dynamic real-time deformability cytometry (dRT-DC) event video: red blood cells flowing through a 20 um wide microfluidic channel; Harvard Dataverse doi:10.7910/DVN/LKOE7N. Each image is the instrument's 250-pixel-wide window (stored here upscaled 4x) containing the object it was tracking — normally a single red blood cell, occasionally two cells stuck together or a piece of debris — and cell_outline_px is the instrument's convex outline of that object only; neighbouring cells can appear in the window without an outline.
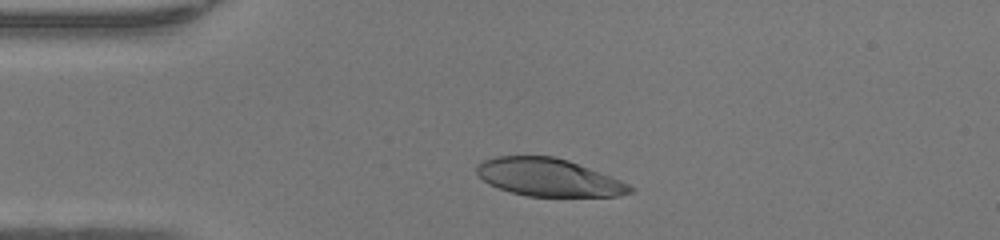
{"species": "human", "species_latin": "Homo sapiens", "temperature_condition": "warm", "stored_images_in_passage": 34, "camera_frame_rate_fps": 3000, "um_per_image_px": 0.085, "donor": {"sex": "female"}, "frame": {"image": 1, "passage_image": 6, "time_ms": 1.667, "image_size_px": [1000, 240], "cell_outline_px": [[636, 188], [632, 192], [616, 196], [528, 196], [512, 192], [488, 184], [476, 172], [476, 164], [484, 160], [496, 156], [552, 156], [568, 160], [620, 180]], "centroid_in_image_um": [46.61, 15.07], "position_along_channel_um": 38.4, "area_um2": 33.41}}
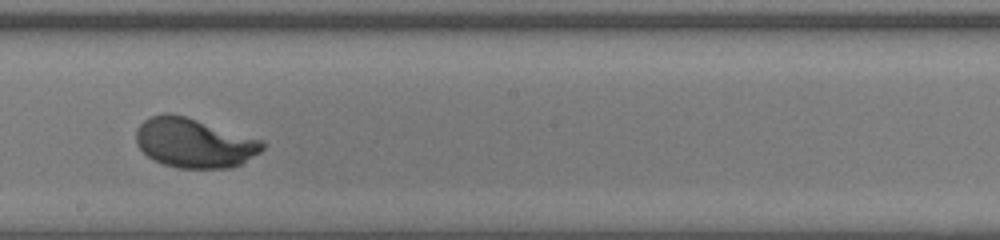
{"frame": {"image": 2, "passage_image": 22, "time_ms": 7.0, "image_size_px": [1000, 240], "cell_outline_px": [[268, 144], [260, 152], [240, 164], [228, 168], [176, 168], [152, 160], [136, 144], [136, 128], [144, 120], [152, 116], [164, 112], [168, 112], [184, 116], [264, 140]], "centroid_in_image_um": [16.5, 12.15], "position_along_channel_um": 231.7, "area_um2": 36.53}}
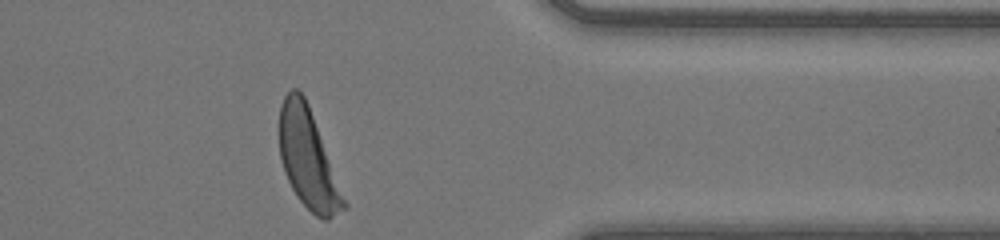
{"frame": {"image": 3, "passage_image": 34, "time_ms": 11.0, "image_size_px": [1000, 240], "cell_outline_px": [[348, 208], [328, 220], [324, 220], [316, 216], [296, 196], [284, 172], [280, 156], [280, 104], [284, 96], [292, 88], [296, 88], [304, 96], [308, 104], [348, 204]], "centroid_in_image_um": [26.2, 13.53], "position_along_channel_um": 385.2, "area_um2": 36.88}, "authors_computed_cell_mechanics": {"area_um2": 36.2117, "velocity_mm_per_s": 4.2431, "shape_relaxation_time_tau1_ms": 2.155, "shape_relaxation_time_tau2_ms": null, "deformation_change_tau1": 0.1937, "deformation_change_tau2": null}}